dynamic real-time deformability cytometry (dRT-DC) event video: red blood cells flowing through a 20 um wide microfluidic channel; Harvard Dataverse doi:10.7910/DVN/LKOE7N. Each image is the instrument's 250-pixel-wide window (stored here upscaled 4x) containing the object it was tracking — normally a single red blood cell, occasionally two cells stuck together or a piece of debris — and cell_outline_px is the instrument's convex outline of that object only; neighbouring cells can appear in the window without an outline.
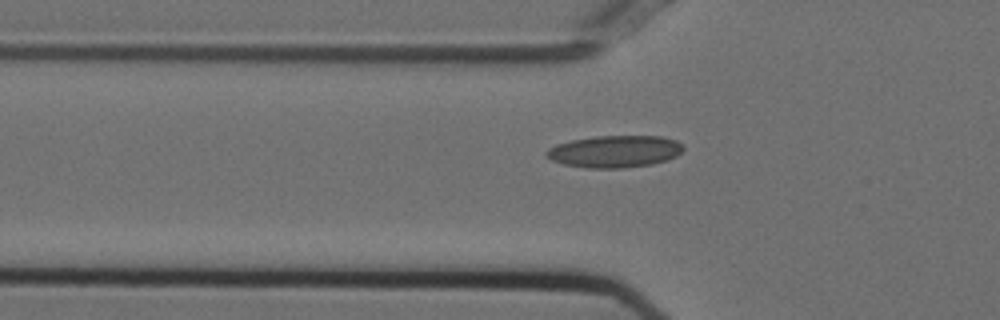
{"species": "Egyptian fruit bat (a non-hibernating species)", "species_latin": "Rousettus aegyptiacus", "temperature_condition": "cold", "stored_images_in_passage": 38, "camera_frame_rate_fps": 3000, "um_per_image_px": 0.085, "animal": {"sex": "female"}, "frame": {"image": 1, "passage_image": 5, "time_ms": 1.333, "image_size_px": [1000, 320], "cell_outline_px": [[684, 148], [676, 156], [668, 160], [652, 164], [624, 168], [588, 168], [564, 164], [552, 160], [544, 156], [544, 152], [548, 148], [556, 144], [572, 140], [596, 136], [660, 136], [676, 140]], "centroid_in_image_um": [52.22, 12.87], "position_along_channel_um": 73.6, "area_um2": 25.61}}
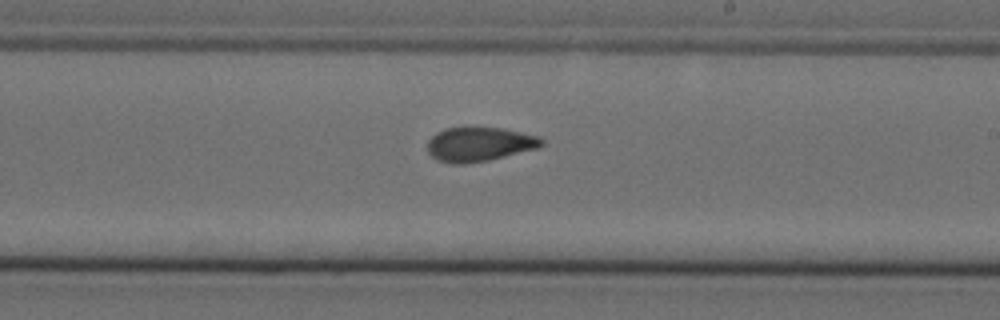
{"frame": {"image": 2, "passage_image": 19, "time_ms": 6.0, "image_size_px": [1000, 320], "cell_outline_px": [[544, 144], [536, 148], [488, 160], [464, 164], [452, 164], [436, 160], [428, 152], [428, 140], [436, 132], [444, 128], [464, 124], [468, 124], [504, 128], [540, 136], [544, 140]], "centroid_in_image_um": [40.7, 12.2], "position_along_channel_um": 248.3, "area_um2": 23.64}}
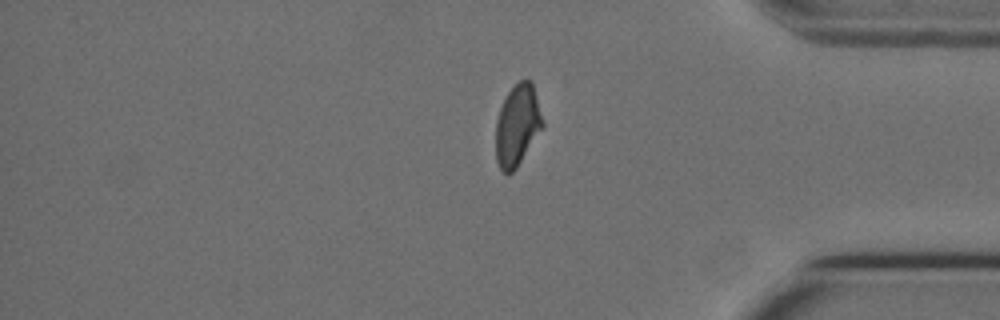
{"frame": {"image": 3, "passage_image": 32, "time_ms": 10.333, "image_size_px": [1000, 320], "cell_outline_px": [[544, 128], [516, 168], [508, 176], [500, 168], [496, 160], [496, 120], [500, 108], [508, 92], [520, 80], [532, 80], [544, 124]], "centroid_in_image_um": [43.99, 10.67], "position_along_channel_um": 391.2, "area_um2": 22.25}}